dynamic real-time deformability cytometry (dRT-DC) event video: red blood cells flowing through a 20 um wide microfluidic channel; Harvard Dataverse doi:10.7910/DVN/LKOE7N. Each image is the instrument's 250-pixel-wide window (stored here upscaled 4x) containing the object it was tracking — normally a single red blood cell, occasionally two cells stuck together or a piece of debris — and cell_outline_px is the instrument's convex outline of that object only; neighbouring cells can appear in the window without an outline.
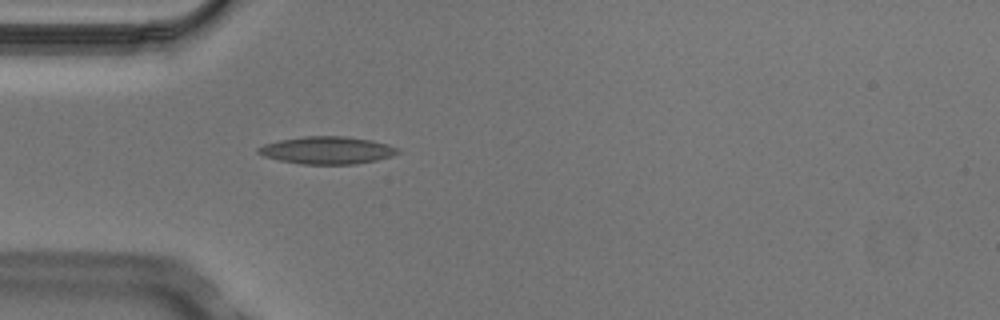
{"species": "Egyptian fruit bat (a non-hibernating species)", "species_latin": "Rousettus aegyptiacus", "temperature_condition": "cold", "stored_images_in_passage": 5, "camera_frame_rate_fps": 3000, "um_per_image_px": 0.085, "animal": {"sex": "male"}, "frame": {"image": 1, "passage_image": 5, "time_ms": 1.333, "image_size_px": [1000, 320], "cell_outline_px": [[400, 152], [392, 156], [376, 160], [356, 164], [300, 164], [280, 160], [264, 156], [256, 152], [256, 148], [264, 144], [280, 140], [304, 136], [344, 136], [372, 140], [388, 144], [400, 148]], "centroid_in_image_um": [27.82, 12.77], "position_along_channel_um": 57.2, "area_um2": 22.43}}